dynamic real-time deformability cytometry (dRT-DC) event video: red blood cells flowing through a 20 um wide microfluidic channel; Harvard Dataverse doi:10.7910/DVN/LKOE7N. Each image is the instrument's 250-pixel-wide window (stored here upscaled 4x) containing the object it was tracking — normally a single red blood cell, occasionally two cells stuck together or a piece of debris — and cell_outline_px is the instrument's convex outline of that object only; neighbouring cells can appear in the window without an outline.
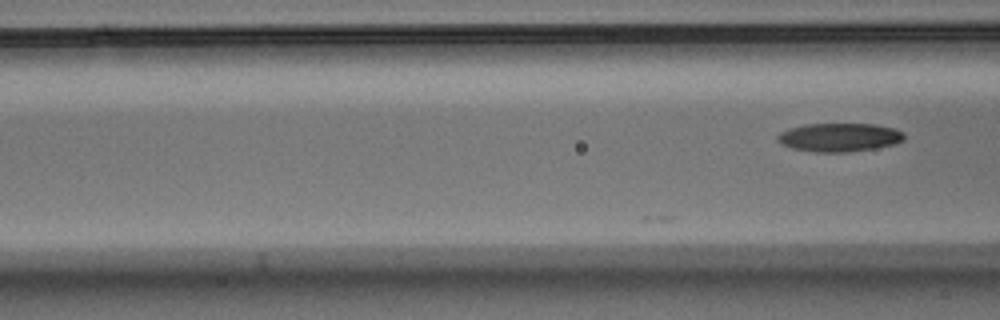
{"species": "Egyptian fruit bat (a non-hibernating species)", "species_latin": "Rousettus aegyptiacus", "temperature_condition": "warm", "stored_images_in_passage": 4, "camera_frame_rate_fps": 3000, "um_per_image_px": 0.085, "animal": {"sex": "male"}, "frame": {"image": 1, "passage_image": 4, "time_ms": 1.0, "image_size_px": [1000, 320], "cell_outline_px": [[904, 140], [892, 144], [876, 148], [848, 152], [816, 152], [792, 148], [780, 144], [776, 140], [776, 136], [780, 132], [804, 124], [872, 124], [892, 128], [904, 132]], "centroid_in_image_um": [71.31, 11.68], "position_along_channel_um": 95.3, "area_um2": 20.98}}